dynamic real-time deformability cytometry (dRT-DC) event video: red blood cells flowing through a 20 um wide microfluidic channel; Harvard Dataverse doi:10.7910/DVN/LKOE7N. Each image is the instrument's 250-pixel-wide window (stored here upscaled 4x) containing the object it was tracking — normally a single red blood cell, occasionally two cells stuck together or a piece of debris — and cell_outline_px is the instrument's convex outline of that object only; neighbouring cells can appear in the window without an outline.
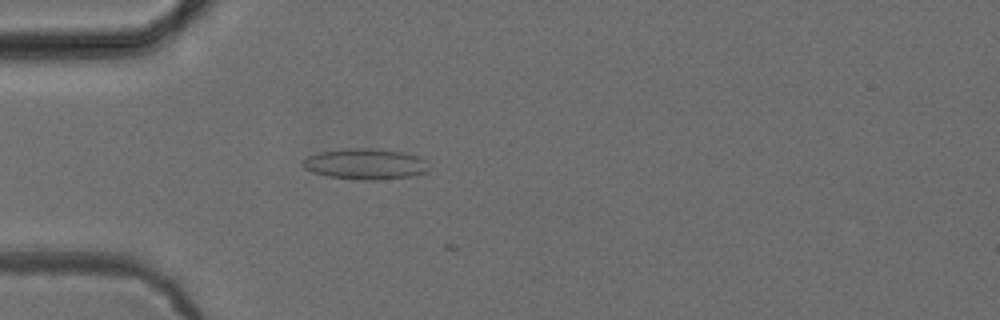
{"species": "common noctule bat (a hibernating species)", "species_latin": "Nyctalus noctula", "temperature_condition": "cold", "stored_images_in_passage": 3, "camera_frame_rate_fps": 3000, "um_per_image_px": 0.085, "animal": {"sex": "female", "body_mass_g": 24.6, "forearm_length_mm": 56.2}, "frame": {"image": 1, "passage_image": 1, "time_ms": 0.0, "image_size_px": [1000, 320], "cell_outline_px": [[428, 168], [424, 172], [412, 176], [376, 180], [360, 180], [328, 176], [312, 172], [304, 168], [300, 164], [300, 160], [308, 156], [320, 152], [344, 148], [372, 148], [404, 152], [416, 156], [424, 160]], "centroid_in_image_um": [30.98, 13.93], "position_along_channel_um": 54.0, "area_um2": 22.66}}